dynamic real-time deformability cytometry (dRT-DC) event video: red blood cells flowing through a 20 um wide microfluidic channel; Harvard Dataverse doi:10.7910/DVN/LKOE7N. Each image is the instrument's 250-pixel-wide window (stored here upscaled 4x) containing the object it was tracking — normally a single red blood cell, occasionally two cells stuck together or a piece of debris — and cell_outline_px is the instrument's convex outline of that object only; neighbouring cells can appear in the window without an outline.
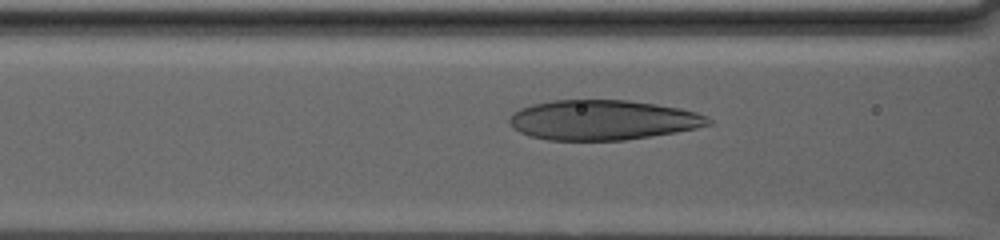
{"species": "human", "species_latin": "Homo sapiens", "temperature_condition": "warm", "stored_images_in_passage": 46, "camera_frame_rate_fps": 3000, "um_per_image_px": 0.085, "donor": {"sex": "male"}, "frame": {"image": 1, "passage_image": 9, "time_ms": 2.667, "image_size_px": [1000, 240], "cell_outline_px": [[712, 124], [696, 128], [676, 132], [624, 140], [548, 140], [532, 136], [520, 132], [512, 128], [508, 120], [508, 116], [512, 112], [520, 108], [532, 104], [552, 100], [628, 100], [656, 104], [680, 108], [696, 112], [708, 116], [712, 120]], "centroid_in_image_um": [51.22, 10.19], "position_along_channel_um": 115.4, "area_um2": 46.47}}
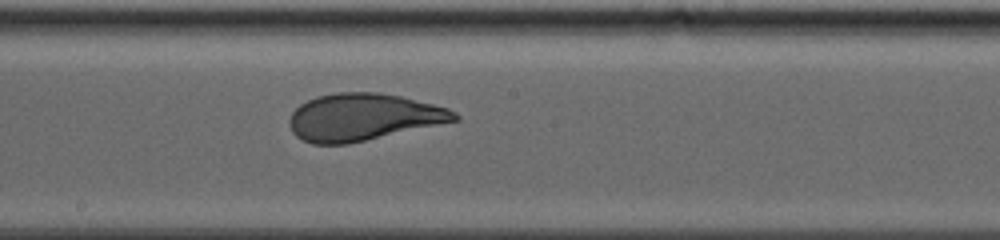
{"frame": {"image": 2, "passage_image": 21, "time_ms": 6.667, "image_size_px": [1000, 240], "cell_outline_px": [[460, 120], [348, 144], [312, 144], [296, 136], [292, 132], [288, 124], [288, 120], [292, 112], [300, 104], [316, 96], [336, 92], [380, 92], [400, 96], [448, 108], [456, 112], [460, 116]], "centroid_in_image_um": [30.86, 9.95], "position_along_channel_um": 217.3, "area_um2": 45.43}}
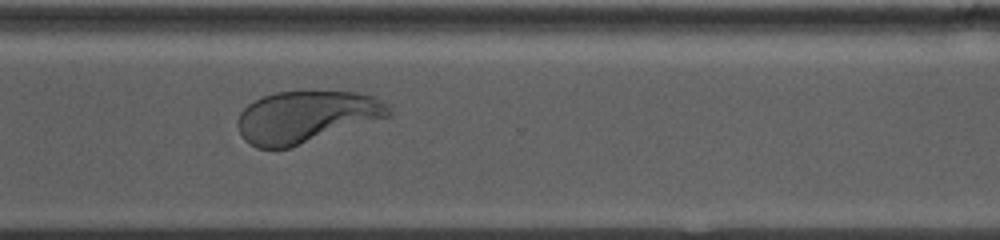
{"frame": {"image": 3, "passage_image": 36, "time_ms": 11.667, "image_size_px": [1000, 240], "cell_outline_px": [[392, 116], [288, 148], [256, 148], [244, 140], [236, 124], [240, 112], [248, 104], [264, 96], [276, 92], [356, 92], [376, 96], [392, 112]], "centroid_in_image_um": [26.02, 9.93], "position_along_channel_um": 344.6, "area_um2": 45.37}}